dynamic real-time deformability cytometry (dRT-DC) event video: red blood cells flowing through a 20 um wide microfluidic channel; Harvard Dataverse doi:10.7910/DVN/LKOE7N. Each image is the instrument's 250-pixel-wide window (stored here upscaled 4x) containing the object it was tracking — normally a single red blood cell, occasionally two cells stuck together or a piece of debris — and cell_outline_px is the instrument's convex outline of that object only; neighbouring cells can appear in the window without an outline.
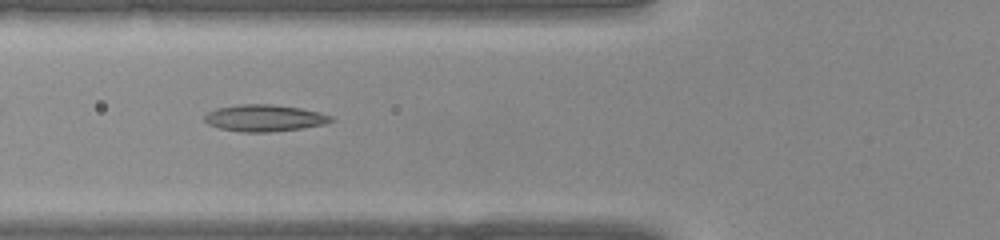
{"species": "common noctule bat (a hibernating species)", "species_latin": "Nyctalus noctula", "temperature_condition": "warm", "stored_images_in_passage": 32, "camera_frame_rate_fps": 3000, "um_per_image_px": 0.085, "animal": {"sex": "female", "body_mass_g": 22.0, "forearm_length_mm": 56.7}, "frame": {"image": 1, "passage_image": 9, "time_ms": 2.667, "image_size_px": [1000, 240], "cell_outline_px": [[336, 120], [324, 124], [304, 128], [268, 132], [240, 132], [220, 128], [208, 124], [204, 120], [204, 116], [208, 112], [216, 108], [240, 104], [272, 104], [300, 108], [320, 112], [332, 116]], "centroid_in_image_um": [22.49, 10.03], "position_along_channel_um": 103.3, "area_um2": 19.83}}
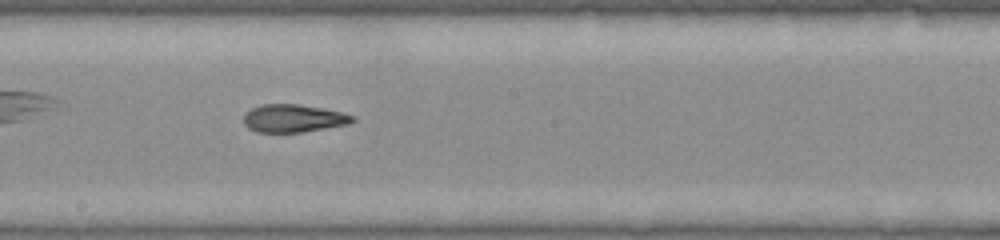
{"frame": {"image": 2, "passage_image": 16, "time_ms": 5.0, "image_size_px": [1000, 240], "cell_outline_px": [[356, 120], [348, 124], [300, 132], [256, 132], [248, 128], [244, 124], [244, 116], [252, 108], [264, 104], [300, 104], [340, 112], [356, 116]], "centroid_in_image_um": [24.94, 10.06], "position_along_channel_um": 223.3, "area_um2": 17.46}}
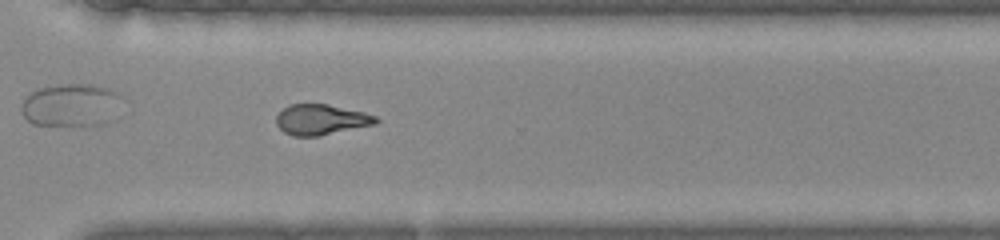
{"frame": {"image": 3, "passage_image": 23, "time_ms": 7.333, "image_size_px": [1000, 240], "cell_outline_px": [[380, 120], [376, 124], [320, 136], [292, 136], [284, 132], [276, 124], [276, 116], [288, 104], [328, 104], [364, 112], [376, 116]], "centroid_in_image_um": [27.3, 10.17], "position_along_channel_um": 343.3, "area_um2": 17.8}}